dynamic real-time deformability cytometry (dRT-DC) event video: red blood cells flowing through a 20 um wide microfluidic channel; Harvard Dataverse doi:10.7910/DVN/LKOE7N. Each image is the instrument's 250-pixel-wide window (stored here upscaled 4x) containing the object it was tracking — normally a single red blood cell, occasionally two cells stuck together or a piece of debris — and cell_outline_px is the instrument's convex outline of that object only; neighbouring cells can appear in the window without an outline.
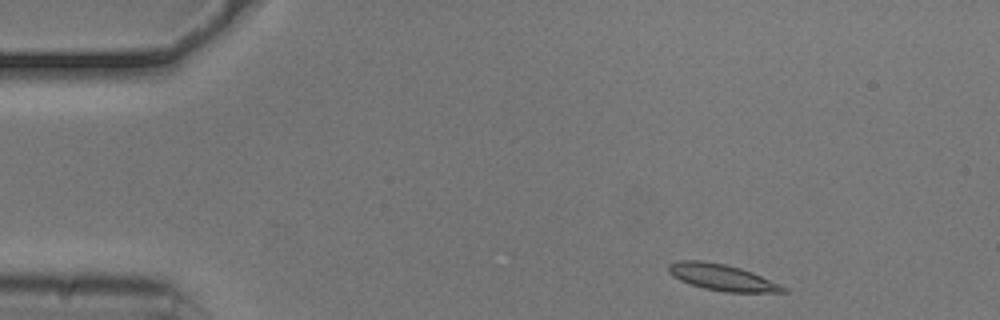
{"species": "common noctule bat (a hibernating species)", "species_latin": "Nyctalus noctula", "temperature_condition": "cold", "stored_images_in_passage": 37, "camera_frame_rate_fps": 3000, "um_per_image_px": 0.085, "animal": {"sex": "male", "body_mass_g": 20.5, "forearm_length_mm": 52.5}, "frame": {"image": 1, "passage_image": 1, "time_ms": 0.0, "image_size_px": [1000, 320], "cell_outline_px": [[788, 292], [724, 292], [704, 288], [680, 280], [672, 276], [668, 272], [668, 264], [676, 260], [704, 260], [724, 264], [740, 268], [752, 272], [780, 284], [788, 288]], "centroid_in_image_um": [61.36, 23.57], "position_along_channel_um": 23.6, "area_um2": 17.63}}
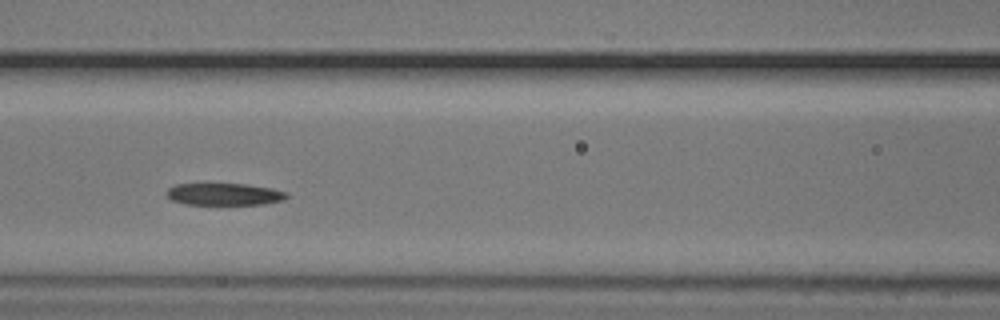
{"frame": {"image": 2, "passage_image": 17, "time_ms": 5.333, "image_size_px": [1000, 320], "cell_outline_px": [[288, 196], [284, 200], [264, 204], [184, 204], [172, 200], [168, 196], [168, 188], [176, 184], [248, 184], [272, 188], [288, 192]], "centroid_in_image_um": [19.12, 16.5], "position_along_channel_um": 147.5, "area_um2": 15.37}}
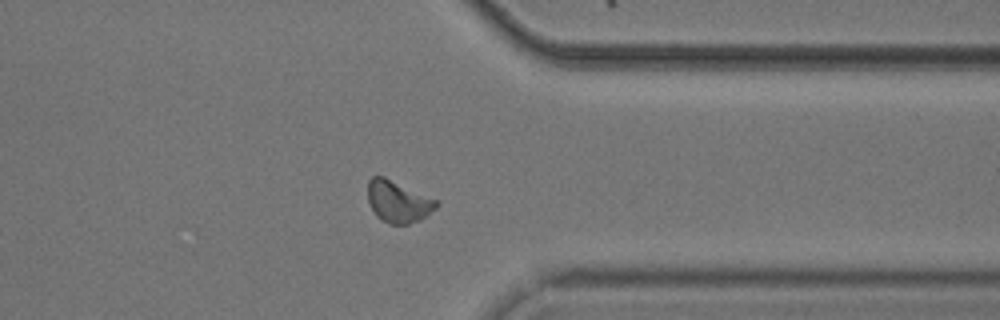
{"frame": {"image": 3, "passage_image": 36, "time_ms": 11.667, "image_size_px": [1000, 320], "cell_outline_px": [[440, 204], [436, 208], [420, 220], [408, 224], [388, 224], [380, 220], [376, 216], [368, 200], [368, 180], [372, 176], [384, 176], [440, 200]], "centroid_in_image_um": [33.87, 17.13], "position_along_channel_um": 377.5, "area_um2": 16.99}}